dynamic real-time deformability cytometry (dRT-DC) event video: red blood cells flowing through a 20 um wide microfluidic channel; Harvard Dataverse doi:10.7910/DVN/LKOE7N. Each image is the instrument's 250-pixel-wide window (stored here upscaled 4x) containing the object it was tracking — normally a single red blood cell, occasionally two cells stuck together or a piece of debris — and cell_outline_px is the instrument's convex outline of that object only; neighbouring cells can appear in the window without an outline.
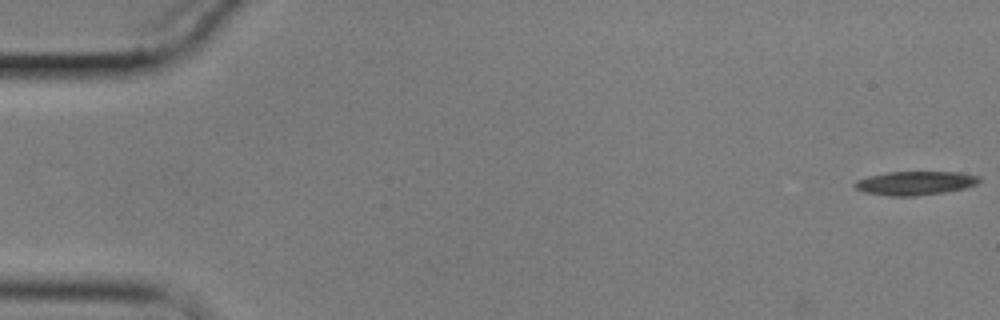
{"species": "common noctule bat (a hibernating species)", "species_latin": "Nyctalus noctula", "temperature_condition": "cold", "stored_images_in_passage": 14, "camera_frame_rate_fps": 3000, "um_per_image_px": 0.085, "animal": {"sex": "male", "body_mass_g": 17.9}, "frame": {"image": 1, "passage_image": 1, "time_ms": 0.0, "image_size_px": [1000, 320], "cell_outline_px": [[980, 180], [976, 184], [964, 188], [944, 192], [916, 196], [888, 196], [864, 192], [856, 188], [852, 184], [856, 180], [868, 176], [888, 172], [960, 172], [980, 176]], "centroid_in_image_um": [77.77, 15.56], "position_along_channel_um": 7.2, "area_um2": 17.28}}